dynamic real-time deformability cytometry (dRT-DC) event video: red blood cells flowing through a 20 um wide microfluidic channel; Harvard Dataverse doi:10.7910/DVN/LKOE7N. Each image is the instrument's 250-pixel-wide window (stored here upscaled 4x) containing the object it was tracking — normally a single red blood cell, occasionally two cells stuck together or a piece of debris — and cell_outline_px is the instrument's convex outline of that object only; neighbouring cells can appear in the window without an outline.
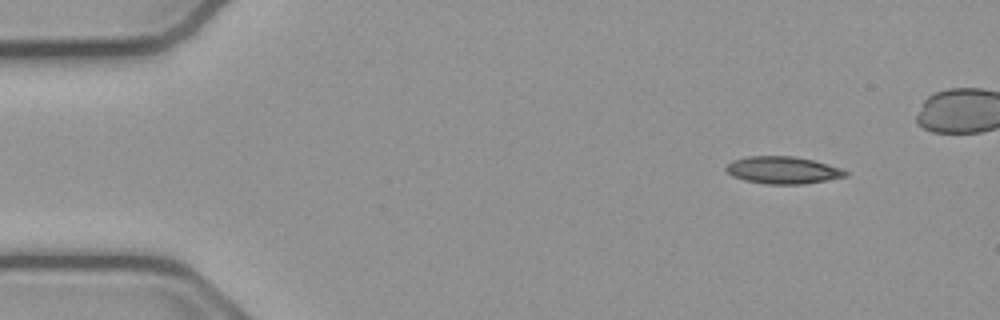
{"species": "common noctule bat (a hibernating species)", "species_latin": "Nyctalus noctula", "temperature_condition": "cold", "stored_images_in_passage": 21, "camera_frame_rate_fps": 3000, "um_per_image_px": 0.085, "animal": {"sex": "male", "body_mass_g": 23.1, "forearm_length_mm": 52.7}, "frame": {"image": 1, "passage_image": 1, "time_ms": 0.0, "image_size_px": [1000, 320], "cell_outline_px": [[848, 176], [804, 184], [768, 184], [744, 180], [732, 176], [724, 168], [732, 160], [748, 156], [796, 156], [828, 164], [840, 168], [848, 172]], "centroid_in_image_um": [66.53, 14.46], "position_along_channel_um": 18.5, "area_um2": 18.96}}
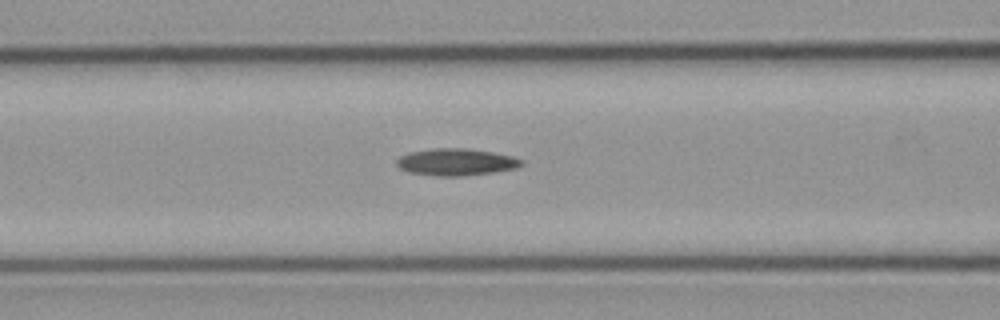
{"frame": {"image": 2, "passage_image": 17, "time_ms": 5.333, "image_size_px": [1000, 320], "cell_outline_px": [[524, 164], [516, 168], [492, 172], [460, 176], [440, 176], [412, 172], [400, 168], [396, 164], [396, 160], [400, 156], [412, 152], [432, 148], [468, 148], [492, 152], [512, 156], [524, 160]], "centroid_in_image_um": [38.8, 13.76], "position_along_channel_um": 127.8, "area_um2": 19.42}}
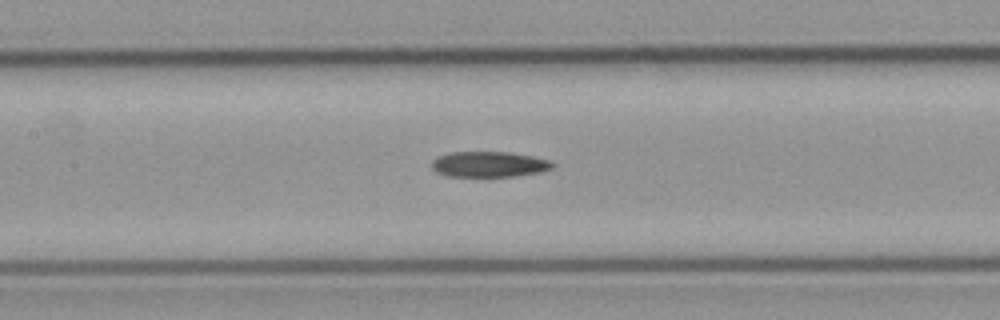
{"frame": {"image": 3, "passage_image": 20, "time_ms": 6.333, "image_size_px": [1000, 320], "cell_outline_px": [[556, 164], [552, 168], [540, 172], [516, 176], [448, 176], [436, 172], [432, 168], [432, 160], [436, 156], [452, 152], [508, 152], [532, 156], [552, 160]], "centroid_in_image_um": [41.59, 13.96], "position_along_channel_um": 165.8, "area_um2": 18.09}}